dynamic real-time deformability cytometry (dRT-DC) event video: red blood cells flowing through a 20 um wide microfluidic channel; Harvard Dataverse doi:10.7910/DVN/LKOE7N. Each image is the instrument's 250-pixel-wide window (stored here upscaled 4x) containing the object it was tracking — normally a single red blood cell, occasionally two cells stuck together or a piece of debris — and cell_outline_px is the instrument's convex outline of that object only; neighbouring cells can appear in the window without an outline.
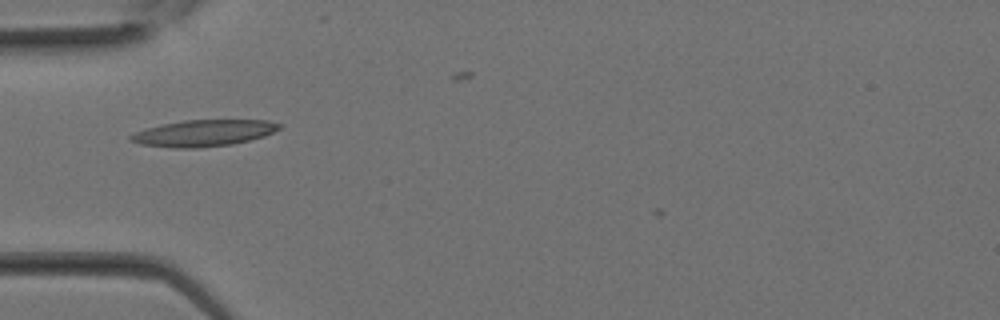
{"species": "Egyptian fruit bat (a non-hibernating species)", "species_latin": "Rousettus aegyptiacus", "temperature_condition": "room temperature", "stored_images_in_passage": 7, "camera_frame_rate_fps": 3000, "um_per_image_px": 0.085, "animal": {"sex": "female"}, "frame": {"image": 1, "passage_image": 1, "time_ms": 0.0, "image_size_px": [1000, 320], "cell_outline_px": [[280, 128], [264, 136], [232, 144], [196, 148], [172, 148], [140, 144], [128, 140], [128, 136], [144, 128], [184, 120], [268, 120], [280, 124]], "centroid_in_image_um": [17.25, 11.31], "position_along_channel_um": 67.7, "area_um2": 22.83}}
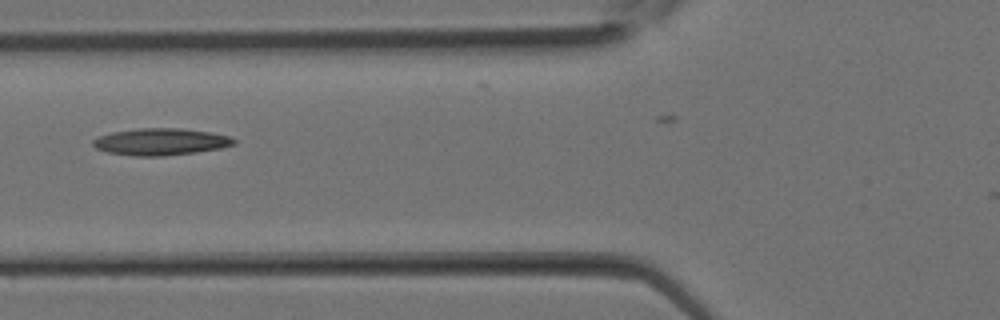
{"frame": {"image": 2, "passage_image": 3, "time_ms": 0.667, "image_size_px": [1000, 320], "cell_outline_px": [[236, 144], [220, 148], [196, 152], [164, 156], [132, 156], [108, 152], [96, 148], [92, 144], [92, 140], [100, 136], [112, 132], [140, 128], [180, 128], [212, 132], [228, 136], [236, 140]], "centroid_in_image_um": [13.67, 12.05], "position_along_channel_um": 112.1, "area_um2": 22.08}}
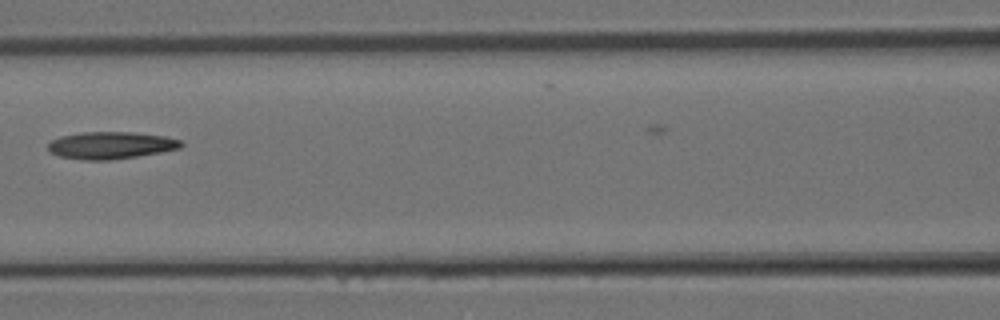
{"frame": {"image": 3, "passage_image": 5, "time_ms": 1.333, "image_size_px": [1000, 320], "cell_outline_px": [[184, 144], [180, 148], [160, 152], [136, 156], [108, 160], [84, 160], [60, 156], [52, 152], [48, 148], [48, 144], [52, 140], [60, 136], [80, 132], [132, 132], [168, 136], [180, 140]], "centroid_in_image_um": [9.44, 12.34], "position_along_channel_um": 157.2, "area_um2": 20.98}}